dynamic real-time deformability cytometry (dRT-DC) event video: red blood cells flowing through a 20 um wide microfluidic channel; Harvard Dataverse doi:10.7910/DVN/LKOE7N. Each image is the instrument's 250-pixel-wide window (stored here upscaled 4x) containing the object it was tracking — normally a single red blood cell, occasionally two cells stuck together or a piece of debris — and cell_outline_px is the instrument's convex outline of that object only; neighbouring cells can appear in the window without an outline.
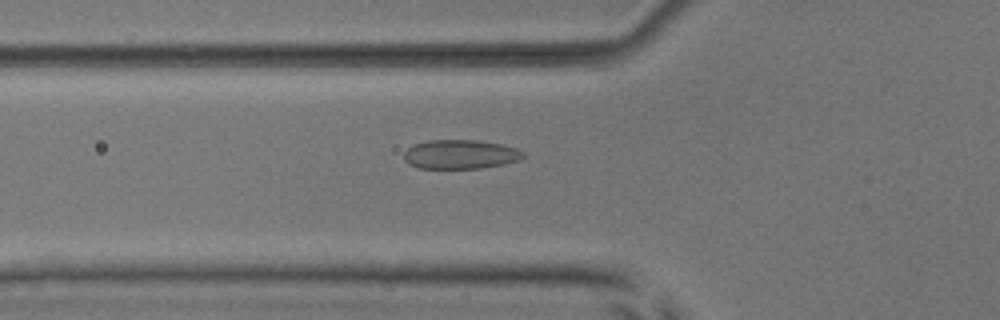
{"species": "common noctule bat (a hibernating species)", "species_latin": "Nyctalus noctula", "temperature_condition": "room temperature", "stored_images_in_passage": 35, "camera_frame_rate_fps": 3000, "um_per_image_px": 0.085, "animal": {"sex": "male", "body_mass_g": 17.9, "forearm_length_mm": 54.2}, "frame": {"image": 1, "passage_image": 12, "time_ms": 3.667, "image_size_px": [1000, 320], "cell_outline_px": [[524, 156], [520, 160], [504, 164], [480, 168], [420, 168], [408, 164], [404, 160], [404, 152], [412, 144], [428, 140], [480, 140], [500, 144], [516, 148], [524, 152]], "centroid_in_image_um": [39.11, 13.11], "position_along_channel_um": 86.7, "area_um2": 20.35}}
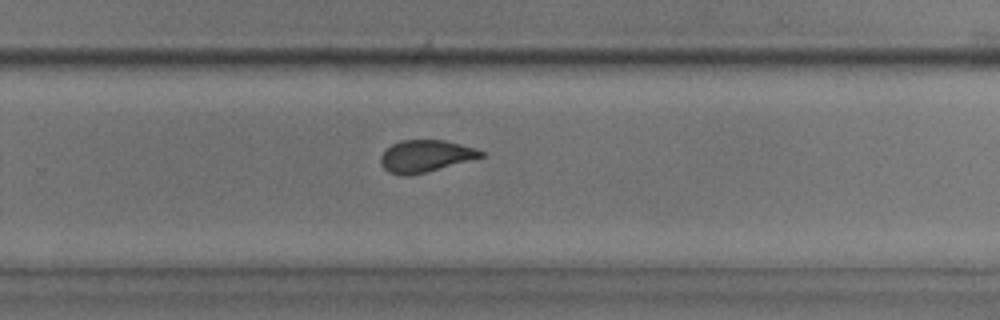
{"frame": {"image": 2, "passage_image": 28, "time_ms": 9.0, "image_size_px": [1000, 320], "cell_outline_px": [[484, 156], [424, 172], [404, 176], [388, 172], [380, 164], [380, 156], [392, 144], [400, 140], [444, 140], [476, 148], [484, 152]], "centroid_in_image_um": [36.13, 13.25], "position_along_channel_um": 293.7, "area_um2": 18.38}}
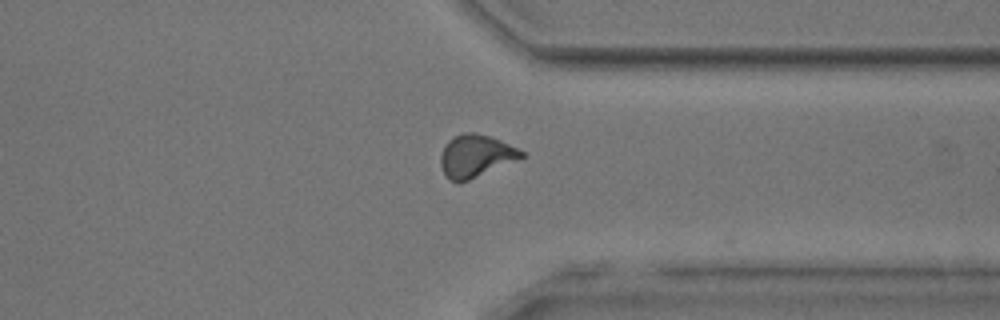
{"frame": {"image": 3, "passage_image": 34, "time_ms": 11.0, "image_size_px": [1000, 320], "cell_outline_px": [[524, 156], [468, 180], [448, 180], [444, 176], [440, 164], [440, 156], [444, 144], [448, 140], [464, 132], [476, 132], [492, 136], [524, 152]], "centroid_in_image_um": [40.37, 13.22], "position_along_channel_um": 371.0, "area_um2": 19.65}}